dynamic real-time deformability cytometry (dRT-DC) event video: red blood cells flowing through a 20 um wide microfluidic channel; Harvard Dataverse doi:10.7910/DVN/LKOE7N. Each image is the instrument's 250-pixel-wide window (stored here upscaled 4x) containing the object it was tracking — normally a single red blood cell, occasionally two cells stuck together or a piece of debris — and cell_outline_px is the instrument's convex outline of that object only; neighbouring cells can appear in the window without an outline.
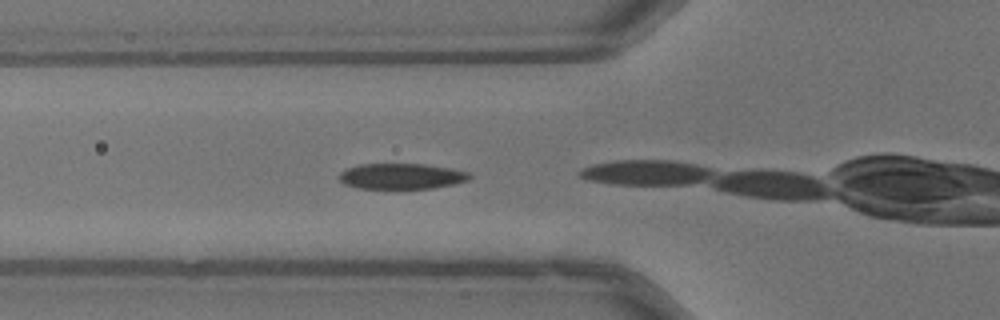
{"species": "common noctule bat (a hibernating species)", "species_latin": "Nyctalus noctula", "temperature_condition": "warm", "stored_images_in_passage": 3, "camera_frame_rate_fps": 3000, "um_per_image_px": 0.085, "animal": {"sex": "male", "body_mass_g": 13.3}, "frame": {"image": 1, "passage_image": 2, "time_ms": 0.333, "image_size_px": [1000, 320], "cell_outline_px": [[472, 176], [468, 180], [452, 184], [432, 188], [356, 188], [344, 184], [340, 180], [340, 172], [348, 168], [360, 164], [424, 164], [452, 168], [468, 172]], "centroid_in_image_um": [34.13, 14.97], "position_along_channel_um": 91.7, "area_um2": 19.36}}